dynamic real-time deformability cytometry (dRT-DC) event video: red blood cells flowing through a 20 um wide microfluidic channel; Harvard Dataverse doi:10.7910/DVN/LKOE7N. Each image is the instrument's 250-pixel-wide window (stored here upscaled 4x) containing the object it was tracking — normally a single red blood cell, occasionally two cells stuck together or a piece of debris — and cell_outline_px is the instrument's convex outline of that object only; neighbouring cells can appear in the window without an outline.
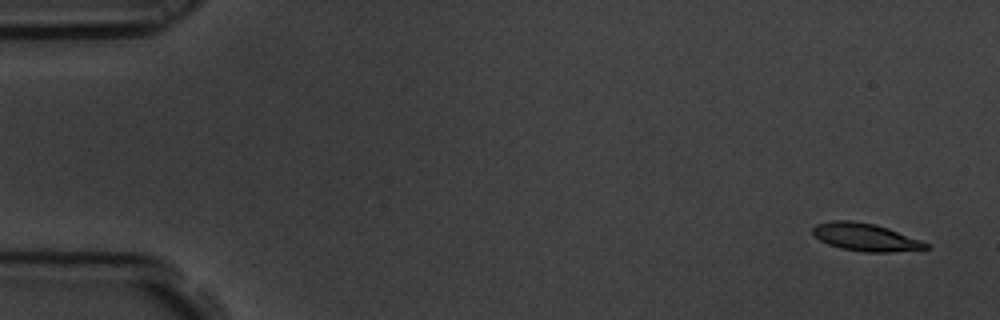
{"species": "common noctule bat (a hibernating species)", "species_latin": "Nyctalus noctula", "temperature_condition": "room temperature", "stored_images_in_passage": 6, "camera_frame_rate_fps": 3000, "um_per_image_px": 0.085, "animal": {"sex": "male", "body_mass_g": 19.5, "forearm_length_mm": 54.6}, "frame": {"image": 1, "passage_image": 1, "time_ms": 0.0, "image_size_px": [1000, 320], "cell_outline_px": [[932, 248], [888, 252], [864, 252], [840, 248], [828, 244], [820, 240], [812, 232], [812, 228], [816, 224], [832, 220], [852, 220], [876, 224], [888, 228], [920, 240], [928, 244]], "centroid_in_image_um": [73.54, 20.15], "position_along_channel_um": 11.5, "area_um2": 18.21}}
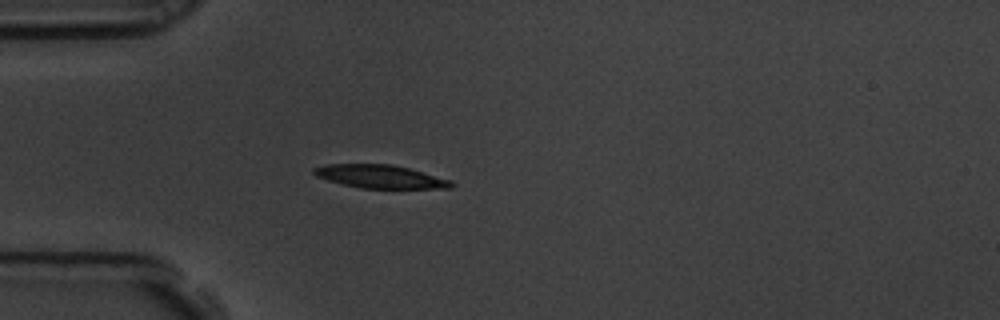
{"frame": {"image": 2, "passage_image": 5, "time_ms": 1.333, "image_size_px": [1000, 320], "cell_outline_px": [[456, 184], [452, 188], [360, 188], [328, 180], [316, 176], [312, 172], [312, 168], [324, 164], [392, 164], [408, 168], [452, 180]], "centroid_in_image_um": [32.33, 15.0], "position_along_channel_um": 52.7, "area_um2": 18.61}}